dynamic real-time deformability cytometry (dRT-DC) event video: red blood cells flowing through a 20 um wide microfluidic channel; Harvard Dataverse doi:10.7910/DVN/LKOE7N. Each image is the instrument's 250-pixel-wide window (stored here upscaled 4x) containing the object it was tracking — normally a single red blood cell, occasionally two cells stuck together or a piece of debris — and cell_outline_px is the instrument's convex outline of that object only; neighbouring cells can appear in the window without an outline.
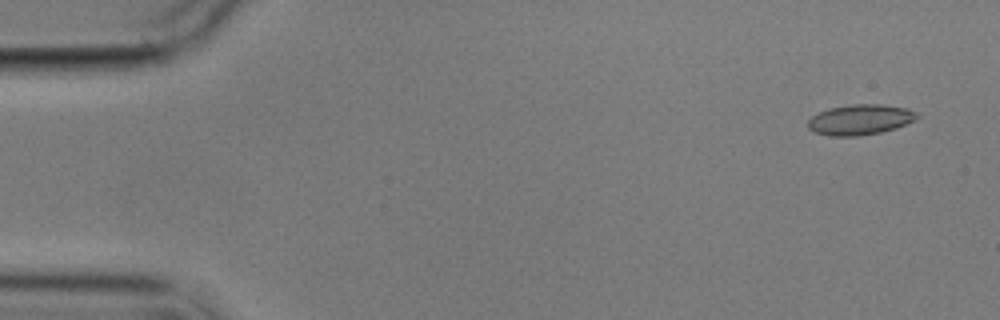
{"species": "common noctule bat (a hibernating species)", "species_latin": "Nyctalus noctula", "temperature_condition": "cold", "stored_images_in_passage": 4, "camera_frame_rate_fps": 3000, "um_per_image_px": 0.085, "animal": {"sex": "male", "body_mass_g": 17.9}, "frame": {"image": 1, "passage_image": 1, "time_ms": 0.0, "image_size_px": [1000, 320], "cell_outline_px": [[920, 116], [916, 120], [896, 128], [880, 132], [856, 136], [828, 136], [816, 132], [808, 128], [808, 120], [812, 116], [828, 108], [852, 104], [880, 104], [908, 108], [916, 112]], "centroid_in_image_um": [73.13, 10.16], "position_along_channel_um": 11.9, "area_um2": 19.36}}
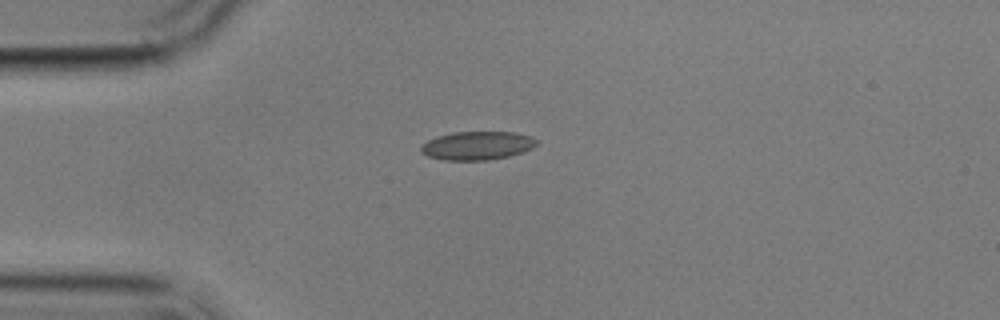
{"frame": {"image": 2, "passage_image": 4, "time_ms": 3.667, "image_size_px": [1000, 320], "cell_outline_px": [[540, 140], [532, 148], [524, 152], [508, 156], [488, 160], [444, 160], [428, 156], [420, 152], [420, 144], [436, 136], [452, 132], [516, 132], [532, 136]], "centroid_in_image_um": [40.57, 12.37], "position_along_channel_um": 44.4, "area_um2": 19.48}}